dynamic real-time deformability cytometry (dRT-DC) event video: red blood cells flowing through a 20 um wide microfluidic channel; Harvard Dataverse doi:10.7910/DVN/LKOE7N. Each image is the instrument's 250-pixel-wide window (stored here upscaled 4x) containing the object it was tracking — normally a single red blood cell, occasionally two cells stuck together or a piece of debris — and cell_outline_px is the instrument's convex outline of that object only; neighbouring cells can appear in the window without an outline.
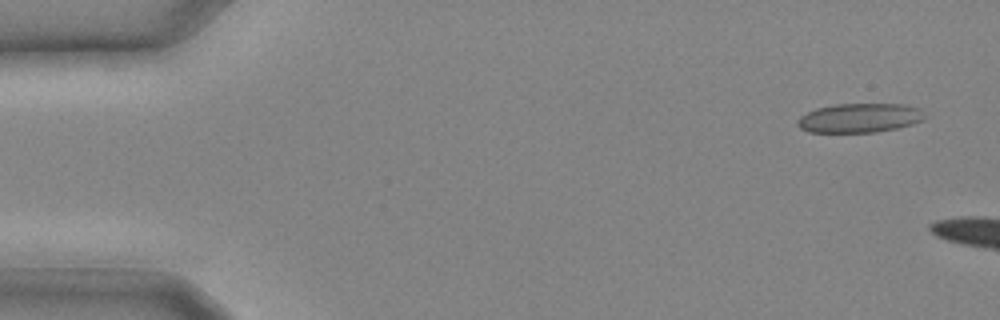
{"species": "common noctule bat (a hibernating species)", "species_latin": "Nyctalus noctula", "temperature_condition": "cold", "stored_images_in_passage": 3, "camera_frame_rate_fps": 3000, "um_per_image_px": 0.085, "animal": {"sex": "male", "body_mass_g": 20.4}, "frame": {"image": 1, "passage_image": 1, "time_ms": 0.0, "image_size_px": [1000, 320], "cell_outline_px": [[924, 120], [912, 124], [896, 128], [876, 132], [808, 132], [800, 128], [796, 124], [796, 120], [800, 116], [816, 108], [836, 104], [904, 104], [920, 108], [924, 116]], "centroid_in_image_um": [73.04, 10.02], "position_along_channel_um": 12.0, "area_um2": 21.68}}